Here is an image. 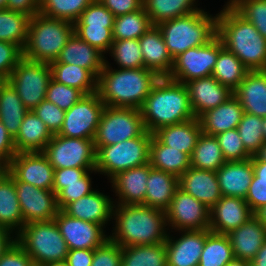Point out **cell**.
Wrapping results in <instances>:
<instances>
[{
  "mask_svg": "<svg viewBox=\"0 0 266 266\" xmlns=\"http://www.w3.org/2000/svg\"><path fill=\"white\" fill-rule=\"evenodd\" d=\"M112 222L108 239L120 247L159 244L169 234L166 212L142 204L114 205Z\"/></svg>",
  "mask_w": 266,
  "mask_h": 266,
  "instance_id": "cell-1",
  "label": "cell"
},
{
  "mask_svg": "<svg viewBox=\"0 0 266 266\" xmlns=\"http://www.w3.org/2000/svg\"><path fill=\"white\" fill-rule=\"evenodd\" d=\"M217 13V36L249 71H266V39L228 2Z\"/></svg>",
  "mask_w": 266,
  "mask_h": 266,
  "instance_id": "cell-2",
  "label": "cell"
},
{
  "mask_svg": "<svg viewBox=\"0 0 266 266\" xmlns=\"http://www.w3.org/2000/svg\"><path fill=\"white\" fill-rule=\"evenodd\" d=\"M105 59L97 77V94L105 106L141 109L151 88L160 78L147 68L121 69L110 66Z\"/></svg>",
  "mask_w": 266,
  "mask_h": 266,
  "instance_id": "cell-3",
  "label": "cell"
},
{
  "mask_svg": "<svg viewBox=\"0 0 266 266\" xmlns=\"http://www.w3.org/2000/svg\"><path fill=\"white\" fill-rule=\"evenodd\" d=\"M140 111L149 133L195 118L185 84L168 77L155 82Z\"/></svg>",
  "mask_w": 266,
  "mask_h": 266,
  "instance_id": "cell-4",
  "label": "cell"
},
{
  "mask_svg": "<svg viewBox=\"0 0 266 266\" xmlns=\"http://www.w3.org/2000/svg\"><path fill=\"white\" fill-rule=\"evenodd\" d=\"M157 26L174 60L190 48L207 44L217 35V14L214 16L201 9L160 22Z\"/></svg>",
  "mask_w": 266,
  "mask_h": 266,
  "instance_id": "cell-5",
  "label": "cell"
},
{
  "mask_svg": "<svg viewBox=\"0 0 266 266\" xmlns=\"http://www.w3.org/2000/svg\"><path fill=\"white\" fill-rule=\"evenodd\" d=\"M74 33V23L37 13L30 18L28 39L23 50L27 59L50 64Z\"/></svg>",
  "mask_w": 266,
  "mask_h": 266,
  "instance_id": "cell-6",
  "label": "cell"
},
{
  "mask_svg": "<svg viewBox=\"0 0 266 266\" xmlns=\"http://www.w3.org/2000/svg\"><path fill=\"white\" fill-rule=\"evenodd\" d=\"M152 136L153 133L145 131L139 137L114 145L95 146V170L110 181L120 172L149 163Z\"/></svg>",
  "mask_w": 266,
  "mask_h": 266,
  "instance_id": "cell-7",
  "label": "cell"
},
{
  "mask_svg": "<svg viewBox=\"0 0 266 266\" xmlns=\"http://www.w3.org/2000/svg\"><path fill=\"white\" fill-rule=\"evenodd\" d=\"M16 242L33 261L42 263L66 260L69 251L55 220L25 224Z\"/></svg>",
  "mask_w": 266,
  "mask_h": 266,
  "instance_id": "cell-8",
  "label": "cell"
},
{
  "mask_svg": "<svg viewBox=\"0 0 266 266\" xmlns=\"http://www.w3.org/2000/svg\"><path fill=\"white\" fill-rule=\"evenodd\" d=\"M146 131L141 111L105 106L94 136V146H107L141 136Z\"/></svg>",
  "mask_w": 266,
  "mask_h": 266,
  "instance_id": "cell-9",
  "label": "cell"
},
{
  "mask_svg": "<svg viewBox=\"0 0 266 266\" xmlns=\"http://www.w3.org/2000/svg\"><path fill=\"white\" fill-rule=\"evenodd\" d=\"M52 78L50 64L25 58L19 60L7 82L18 93L28 110H33L46 99L48 84Z\"/></svg>",
  "mask_w": 266,
  "mask_h": 266,
  "instance_id": "cell-10",
  "label": "cell"
},
{
  "mask_svg": "<svg viewBox=\"0 0 266 266\" xmlns=\"http://www.w3.org/2000/svg\"><path fill=\"white\" fill-rule=\"evenodd\" d=\"M43 153L54 169L96 167V149L92 139L68 138L53 134Z\"/></svg>",
  "mask_w": 266,
  "mask_h": 266,
  "instance_id": "cell-11",
  "label": "cell"
},
{
  "mask_svg": "<svg viewBox=\"0 0 266 266\" xmlns=\"http://www.w3.org/2000/svg\"><path fill=\"white\" fill-rule=\"evenodd\" d=\"M222 48L223 44L216 35L207 44L186 50L174 59L173 68L168 78L185 83L211 76Z\"/></svg>",
  "mask_w": 266,
  "mask_h": 266,
  "instance_id": "cell-12",
  "label": "cell"
},
{
  "mask_svg": "<svg viewBox=\"0 0 266 266\" xmlns=\"http://www.w3.org/2000/svg\"><path fill=\"white\" fill-rule=\"evenodd\" d=\"M104 108L105 104L97 92L83 95L77 103L65 111L61 130L57 134L68 138L93 140Z\"/></svg>",
  "mask_w": 266,
  "mask_h": 266,
  "instance_id": "cell-13",
  "label": "cell"
},
{
  "mask_svg": "<svg viewBox=\"0 0 266 266\" xmlns=\"http://www.w3.org/2000/svg\"><path fill=\"white\" fill-rule=\"evenodd\" d=\"M210 209L177 188L169 208L165 211L169 231H190L209 229Z\"/></svg>",
  "mask_w": 266,
  "mask_h": 266,
  "instance_id": "cell-14",
  "label": "cell"
},
{
  "mask_svg": "<svg viewBox=\"0 0 266 266\" xmlns=\"http://www.w3.org/2000/svg\"><path fill=\"white\" fill-rule=\"evenodd\" d=\"M3 170L14 181L53 191L55 169L43 152L17 153Z\"/></svg>",
  "mask_w": 266,
  "mask_h": 266,
  "instance_id": "cell-15",
  "label": "cell"
},
{
  "mask_svg": "<svg viewBox=\"0 0 266 266\" xmlns=\"http://www.w3.org/2000/svg\"><path fill=\"white\" fill-rule=\"evenodd\" d=\"M14 182L25 224L54 220L59 208L53 191L37 188L26 182Z\"/></svg>",
  "mask_w": 266,
  "mask_h": 266,
  "instance_id": "cell-16",
  "label": "cell"
},
{
  "mask_svg": "<svg viewBox=\"0 0 266 266\" xmlns=\"http://www.w3.org/2000/svg\"><path fill=\"white\" fill-rule=\"evenodd\" d=\"M54 220L69 250L95 249L108 239L109 233L101 225L72 218L62 210Z\"/></svg>",
  "mask_w": 266,
  "mask_h": 266,
  "instance_id": "cell-17",
  "label": "cell"
},
{
  "mask_svg": "<svg viewBox=\"0 0 266 266\" xmlns=\"http://www.w3.org/2000/svg\"><path fill=\"white\" fill-rule=\"evenodd\" d=\"M171 232H179V237L173 236ZM171 232L165 241L167 266H198L206 240V229Z\"/></svg>",
  "mask_w": 266,
  "mask_h": 266,
  "instance_id": "cell-18",
  "label": "cell"
},
{
  "mask_svg": "<svg viewBox=\"0 0 266 266\" xmlns=\"http://www.w3.org/2000/svg\"><path fill=\"white\" fill-rule=\"evenodd\" d=\"M152 169L150 163L118 173L109 182L114 205H144L147 192V180ZM117 200V201H116Z\"/></svg>",
  "mask_w": 266,
  "mask_h": 266,
  "instance_id": "cell-19",
  "label": "cell"
},
{
  "mask_svg": "<svg viewBox=\"0 0 266 266\" xmlns=\"http://www.w3.org/2000/svg\"><path fill=\"white\" fill-rule=\"evenodd\" d=\"M209 212V230L225 235L254 215L245 199L229 196H222Z\"/></svg>",
  "mask_w": 266,
  "mask_h": 266,
  "instance_id": "cell-20",
  "label": "cell"
},
{
  "mask_svg": "<svg viewBox=\"0 0 266 266\" xmlns=\"http://www.w3.org/2000/svg\"><path fill=\"white\" fill-rule=\"evenodd\" d=\"M184 84L188 91L193 114L197 119L233 96V91L221 85L212 75L187 81Z\"/></svg>",
  "mask_w": 266,
  "mask_h": 266,
  "instance_id": "cell-21",
  "label": "cell"
},
{
  "mask_svg": "<svg viewBox=\"0 0 266 266\" xmlns=\"http://www.w3.org/2000/svg\"><path fill=\"white\" fill-rule=\"evenodd\" d=\"M114 199L95 189L80 199L67 204L62 211L68 216L101 225L104 229L112 221Z\"/></svg>",
  "mask_w": 266,
  "mask_h": 266,
  "instance_id": "cell-22",
  "label": "cell"
},
{
  "mask_svg": "<svg viewBox=\"0 0 266 266\" xmlns=\"http://www.w3.org/2000/svg\"><path fill=\"white\" fill-rule=\"evenodd\" d=\"M179 188L211 209L222 197L215 171L190 167L178 178Z\"/></svg>",
  "mask_w": 266,
  "mask_h": 266,
  "instance_id": "cell-23",
  "label": "cell"
},
{
  "mask_svg": "<svg viewBox=\"0 0 266 266\" xmlns=\"http://www.w3.org/2000/svg\"><path fill=\"white\" fill-rule=\"evenodd\" d=\"M143 55L144 68L155 72L159 77H168L174 60L168 52L161 30L153 25L139 39Z\"/></svg>",
  "mask_w": 266,
  "mask_h": 266,
  "instance_id": "cell-24",
  "label": "cell"
},
{
  "mask_svg": "<svg viewBox=\"0 0 266 266\" xmlns=\"http://www.w3.org/2000/svg\"><path fill=\"white\" fill-rule=\"evenodd\" d=\"M226 235L233 249L234 258L251 262L266 241V228L253 215L239 228Z\"/></svg>",
  "mask_w": 266,
  "mask_h": 266,
  "instance_id": "cell-25",
  "label": "cell"
},
{
  "mask_svg": "<svg viewBox=\"0 0 266 266\" xmlns=\"http://www.w3.org/2000/svg\"><path fill=\"white\" fill-rule=\"evenodd\" d=\"M216 175L222 196L245 199L254 176L252 160L226 161Z\"/></svg>",
  "mask_w": 266,
  "mask_h": 266,
  "instance_id": "cell-26",
  "label": "cell"
},
{
  "mask_svg": "<svg viewBox=\"0 0 266 266\" xmlns=\"http://www.w3.org/2000/svg\"><path fill=\"white\" fill-rule=\"evenodd\" d=\"M106 58L107 56L105 57L97 48L90 46L73 33L56 61L53 62L78 65L88 69L97 78L103 70Z\"/></svg>",
  "mask_w": 266,
  "mask_h": 266,
  "instance_id": "cell-27",
  "label": "cell"
},
{
  "mask_svg": "<svg viewBox=\"0 0 266 266\" xmlns=\"http://www.w3.org/2000/svg\"><path fill=\"white\" fill-rule=\"evenodd\" d=\"M244 112L266 116V71H249L233 91Z\"/></svg>",
  "mask_w": 266,
  "mask_h": 266,
  "instance_id": "cell-28",
  "label": "cell"
},
{
  "mask_svg": "<svg viewBox=\"0 0 266 266\" xmlns=\"http://www.w3.org/2000/svg\"><path fill=\"white\" fill-rule=\"evenodd\" d=\"M243 114L244 110L241 103L233 95L226 102L202 114L198 119L202 133L216 136L219 133L237 128Z\"/></svg>",
  "mask_w": 266,
  "mask_h": 266,
  "instance_id": "cell-29",
  "label": "cell"
},
{
  "mask_svg": "<svg viewBox=\"0 0 266 266\" xmlns=\"http://www.w3.org/2000/svg\"><path fill=\"white\" fill-rule=\"evenodd\" d=\"M53 134L46 124L32 111L24 116L18 134L14 137L17 153L43 152Z\"/></svg>",
  "mask_w": 266,
  "mask_h": 266,
  "instance_id": "cell-30",
  "label": "cell"
},
{
  "mask_svg": "<svg viewBox=\"0 0 266 266\" xmlns=\"http://www.w3.org/2000/svg\"><path fill=\"white\" fill-rule=\"evenodd\" d=\"M202 133L199 119L159 128L153 134L166 146L186 153L189 157Z\"/></svg>",
  "mask_w": 266,
  "mask_h": 266,
  "instance_id": "cell-31",
  "label": "cell"
},
{
  "mask_svg": "<svg viewBox=\"0 0 266 266\" xmlns=\"http://www.w3.org/2000/svg\"><path fill=\"white\" fill-rule=\"evenodd\" d=\"M0 225L17 234L25 225L14 180L0 169Z\"/></svg>",
  "mask_w": 266,
  "mask_h": 266,
  "instance_id": "cell-32",
  "label": "cell"
},
{
  "mask_svg": "<svg viewBox=\"0 0 266 266\" xmlns=\"http://www.w3.org/2000/svg\"><path fill=\"white\" fill-rule=\"evenodd\" d=\"M178 187L177 176L152 168L147 180L144 205L166 211Z\"/></svg>",
  "mask_w": 266,
  "mask_h": 266,
  "instance_id": "cell-33",
  "label": "cell"
},
{
  "mask_svg": "<svg viewBox=\"0 0 266 266\" xmlns=\"http://www.w3.org/2000/svg\"><path fill=\"white\" fill-rule=\"evenodd\" d=\"M149 163L152 168L178 178L191 167L190 157L186 153L164 145L154 134L150 143Z\"/></svg>",
  "mask_w": 266,
  "mask_h": 266,
  "instance_id": "cell-34",
  "label": "cell"
},
{
  "mask_svg": "<svg viewBox=\"0 0 266 266\" xmlns=\"http://www.w3.org/2000/svg\"><path fill=\"white\" fill-rule=\"evenodd\" d=\"M50 67L55 81L76 88L84 95L97 91V78L88 69L60 62H51Z\"/></svg>",
  "mask_w": 266,
  "mask_h": 266,
  "instance_id": "cell-35",
  "label": "cell"
},
{
  "mask_svg": "<svg viewBox=\"0 0 266 266\" xmlns=\"http://www.w3.org/2000/svg\"><path fill=\"white\" fill-rule=\"evenodd\" d=\"M28 112L18 93L6 81L0 88V121L13 138L18 134L23 118Z\"/></svg>",
  "mask_w": 266,
  "mask_h": 266,
  "instance_id": "cell-36",
  "label": "cell"
},
{
  "mask_svg": "<svg viewBox=\"0 0 266 266\" xmlns=\"http://www.w3.org/2000/svg\"><path fill=\"white\" fill-rule=\"evenodd\" d=\"M199 0H143L145 12L153 25L175 19L202 9L198 7Z\"/></svg>",
  "mask_w": 266,
  "mask_h": 266,
  "instance_id": "cell-37",
  "label": "cell"
},
{
  "mask_svg": "<svg viewBox=\"0 0 266 266\" xmlns=\"http://www.w3.org/2000/svg\"><path fill=\"white\" fill-rule=\"evenodd\" d=\"M225 162L217 138L201 133L190 155V166L199 170L216 172Z\"/></svg>",
  "mask_w": 266,
  "mask_h": 266,
  "instance_id": "cell-38",
  "label": "cell"
},
{
  "mask_svg": "<svg viewBox=\"0 0 266 266\" xmlns=\"http://www.w3.org/2000/svg\"><path fill=\"white\" fill-rule=\"evenodd\" d=\"M248 72L249 70L243 65L241 60L234 53L223 47L219 51L212 76L221 85L227 86L234 91Z\"/></svg>",
  "mask_w": 266,
  "mask_h": 266,
  "instance_id": "cell-39",
  "label": "cell"
},
{
  "mask_svg": "<svg viewBox=\"0 0 266 266\" xmlns=\"http://www.w3.org/2000/svg\"><path fill=\"white\" fill-rule=\"evenodd\" d=\"M121 266H167L165 242L122 247Z\"/></svg>",
  "mask_w": 266,
  "mask_h": 266,
  "instance_id": "cell-40",
  "label": "cell"
},
{
  "mask_svg": "<svg viewBox=\"0 0 266 266\" xmlns=\"http://www.w3.org/2000/svg\"><path fill=\"white\" fill-rule=\"evenodd\" d=\"M30 17L8 9H0V41L14 43L24 50L28 39Z\"/></svg>",
  "mask_w": 266,
  "mask_h": 266,
  "instance_id": "cell-41",
  "label": "cell"
},
{
  "mask_svg": "<svg viewBox=\"0 0 266 266\" xmlns=\"http://www.w3.org/2000/svg\"><path fill=\"white\" fill-rule=\"evenodd\" d=\"M233 258L228 236L206 229V240L198 266H225Z\"/></svg>",
  "mask_w": 266,
  "mask_h": 266,
  "instance_id": "cell-42",
  "label": "cell"
},
{
  "mask_svg": "<svg viewBox=\"0 0 266 266\" xmlns=\"http://www.w3.org/2000/svg\"><path fill=\"white\" fill-rule=\"evenodd\" d=\"M153 24L150 17L141 9L115 17L112 29L113 40L139 39Z\"/></svg>",
  "mask_w": 266,
  "mask_h": 266,
  "instance_id": "cell-43",
  "label": "cell"
},
{
  "mask_svg": "<svg viewBox=\"0 0 266 266\" xmlns=\"http://www.w3.org/2000/svg\"><path fill=\"white\" fill-rule=\"evenodd\" d=\"M94 0H40L39 13L75 23Z\"/></svg>",
  "mask_w": 266,
  "mask_h": 266,
  "instance_id": "cell-44",
  "label": "cell"
},
{
  "mask_svg": "<svg viewBox=\"0 0 266 266\" xmlns=\"http://www.w3.org/2000/svg\"><path fill=\"white\" fill-rule=\"evenodd\" d=\"M117 68H143L144 61L138 39L114 40L108 52Z\"/></svg>",
  "mask_w": 266,
  "mask_h": 266,
  "instance_id": "cell-45",
  "label": "cell"
},
{
  "mask_svg": "<svg viewBox=\"0 0 266 266\" xmlns=\"http://www.w3.org/2000/svg\"><path fill=\"white\" fill-rule=\"evenodd\" d=\"M262 124L263 117L244 112L242 119L236 128L245 150L251 156L255 155L265 142Z\"/></svg>",
  "mask_w": 266,
  "mask_h": 266,
  "instance_id": "cell-46",
  "label": "cell"
},
{
  "mask_svg": "<svg viewBox=\"0 0 266 266\" xmlns=\"http://www.w3.org/2000/svg\"><path fill=\"white\" fill-rule=\"evenodd\" d=\"M266 39V0H227Z\"/></svg>",
  "mask_w": 266,
  "mask_h": 266,
  "instance_id": "cell-47",
  "label": "cell"
},
{
  "mask_svg": "<svg viewBox=\"0 0 266 266\" xmlns=\"http://www.w3.org/2000/svg\"><path fill=\"white\" fill-rule=\"evenodd\" d=\"M113 27H89V25H74V33L90 46L97 48L105 56L108 55L111 45Z\"/></svg>",
  "mask_w": 266,
  "mask_h": 266,
  "instance_id": "cell-48",
  "label": "cell"
},
{
  "mask_svg": "<svg viewBox=\"0 0 266 266\" xmlns=\"http://www.w3.org/2000/svg\"><path fill=\"white\" fill-rule=\"evenodd\" d=\"M93 173L95 175L98 172L96 170L88 171L80 179V182L62 183V190L56 195L59 210L95 190L92 187L93 178L90 176Z\"/></svg>",
  "mask_w": 266,
  "mask_h": 266,
  "instance_id": "cell-49",
  "label": "cell"
},
{
  "mask_svg": "<svg viewBox=\"0 0 266 266\" xmlns=\"http://www.w3.org/2000/svg\"><path fill=\"white\" fill-rule=\"evenodd\" d=\"M215 137L226 161H243L252 157L245 150L236 128L219 133Z\"/></svg>",
  "mask_w": 266,
  "mask_h": 266,
  "instance_id": "cell-50",
  "label": "cell"
},
{
  "mask_svg": "<svg viewBox=\"0 0 266 266\" xmlns=\"http://www.w3.org/2000/svg\"><path fill=\"white\" fill-rule=\"evenodd\" d=\"M83 93L73 87L66 86L51 78L46 91V100L54 103L60 109L67 111L82 97Z\"/></svg>",
  "mask_w": 266,
  "mask_h": 266,
  "instance_id": "cell-51",
  "label": "cell"
},
{
  "mask_svg": "<svg viewBox=\"0 0 266 266\" xmlns=\"http://www.w3.org/2000/svg\"><path fill=\"white\" fill-rule=\"evenodd\" d=\"M115 16L99 0H94L80 15L74 25L113 27Z\"/></svg>",
  "mask_w": 266,
  "mask_h": 266,
  "instance_id": "cell-52",
  "label": "cell"
},
{
  "mask_svg": "<svg viewBox=\"0 0 266 266\" xmlns=\"http://www.w3.org/2000/svg\"><path fill=\"white\" fill-rule=\"evenodd\" d=\"M32 111L46 124L52 134H57L61 130L65 111L54 103L45 99Z\"/></svg>",
  "mask_w": 266,
  "mask_h": 266,
  "instance_id": "cell-53",
  "label": "cell"
},
{
  "mask_svg": "<svg viewBox=\"0 0 266 266\" xmlns=\"http://www.w3.org/2000/svg\"><path fill=\"white\" fill-rule=\"evenodd\" d=\"M122 247L107 239L101 246L94 249L91 266H121Z\"/></svg>",
  "mask_w": 266,
  "mask_h": 266,
  "instance_id": "cell-54",
  "label": "cell"
},
{
  "mask_svg": "<svg viewBox=\"0 0 266 266\" xmlns=\"http://www.w3.org/2000/svg\"><path fill=\"white\" fill-rule=\"evenodd\" d=\"M22 57L23 50L18 45L0 41V75L8 79Z\"/></svg>",
  "mask_w": 266,
  "mask_h": 266,
  "instance_id": "cell-55",
  "label": "cell"
},
{
  "mask_svg": "<svg viewBox=\"0 0 266 266\" xmlns=\"http://www.w3.org/2000/svg\"><path fill=\"white\" fill-rule=\"evenodd\" d=\"M88 171H95V169H82V168L55 169L53 192L57 195L62 190V183L80 182V179Z\"/></svg>",
  "mask_w": 266,
  "mask_h": 266,
  "instance_id": "cell-56",
  "label": "cell"
},
{
  "mask_svg": "<svg viewBox=\"0 0 266 266\" xmlns=\"http://www.w3.org/2000/svg\"><path fill=\"white\" fill-rule=\"evenodd\" d=\"M31 257L17 243L14 242L0 258V266H28Z\"/></svg>",
  "mask_w": 266,
  "mask_h": 266,
  "instance_id": "cell-57",
  "label": "cell"
},
{
  "mask_svg": "<svg viewBox=\"0 0 266 266\" xmlns=\"http://www.w3.org/2000/svg\"><path fill=\"white\" fill-rule=\"evenodd\" d=\"M16 154L14 138L0 121V169H4Z\"/></svg>",
  "mask_w": 266,
  "mask_h": 266,
  "instance_id": "cell-58",
  "label": "cell"
},
{
  "mask_svg": "<svg viewBox=\"0 0 266 266\" xmlns=\"http://www.w3.org/2000/svg\"><path fill=\"white\" fill-rule=\"evenodd\" d=\"M115 17L135 12L143 7V0H99Z\"/></svg>",
  "mask_w": 266,
  "mask_h": 266,
  "instance_id": "cell-59",
  "label": "cell"
},
{
  "mask_svg": "<svg viewBox=\"0 0 266 266\" xmlns=\"http://www.w3.org/2000/svg\"><path fill=\"white\" fill-rule=\"evenodd\" d=\"M245 201L249 208L255 213L266 205V182H251Z\"/></svg>",
  "mask_w": 266,
  "mask_h": 266,
  "instance_id": "cell-60",
  "label": "cell"
},
{
  "mask_svg": "<svg viewBox=\"0 0 266 266\" xmlns=\"http://www.w3.org/2000/svg\"><path fill=\"white\" fill-rule=\"evenodd\" d=\"M40 0H7L5 9L25 14L30 18L39 13Z\"/></svg>",
  "mask_w": 266,
  "mask_h": 266,
  "instance_id": "cell-61",
  "label": "cell"
},
{
  "mask_svg": "<svg viewBox=\"0 0 266 266\" xmlns=\"http://www.w3.org/2000/svg\"><path fill=\"white\" fill-rule=\"evenodd\" d=\"M94 249L69 250L66 257L68 266H91Z\"/></svg>",
  "mask_w": 266,
  "mask_h": 266,
  "instance_id": "cell-62",
  "label": "cell"
},
{
  "mask_svg": "<svg viewBox=\"0 0 266 266\" xmlns=\"http://www.w3.org/2000/svg\"><path fill=\"white\" fill-rule=\"evenodd\" d=\"M251 160L254 172L252 182H266V161L260 160L256 155Z\"/></svg>",
  "mask_w": 266,
  "mask_h": 266,
  "instance_id": "cell-63",
  "label": "cell"
},
{
  "mask_svg": "<svg viewBox=\"0 0 266 266\" xmlns=\"http://www.w3.org/2000/svg\"><path fill=\"white\" fill-rule=\"evenodd\" d=\"M16 242V234L9 228L0 225V258L1 255Z\"/></svg>",
  "mask_w": 266,
  "mask_h": 266,
  "instance_id": "cell-64",
  "label": "cell"
},
{
  "mask_svg": "<svg viewBox=\"0 0 266 266\" xmlns=\"http://www.w3.org/2000/svg\"><path fill=\"white\" fill-rule=\"evenodd\" d=\"M250 263L251 266H266V241Z\"/></svg>",
  "mask_w": 266,
  "mask_h": 266,
  "instance_id": "cell-65",
  "label": "cell"
},
{
  "mask_svg": "<svg viewBox=\"0 0 266 266\" xmlns=\"http://www.w3.org/2000/svg\"><path fill=\"white\" fill-rule=\"evenodd\" d=\"M254 216L263 224V226L266 228V205L258 209Z\"/></svg>",
  "mask_w": 266,
  "mask_h": 266,
  "instance_id": "cell-66",
  "label": "cell"
},
{
  "mask_svg": "<svg viewBox=\"0 0 266 266\" xmlns=\"http://www.w3.org/2000/svg\"><path fill=\"white\" fill-rule=\"evenodd\" d=\"M225 266H251V263L238 258H233Z\"/></svg>",
  "mask_w": 266,
  "mask_h": 266,
  "instance_id": "cell-67",
  "label": "cell"
},
{
  "mask_svg": "<svg viewBox=\"0 0 266 266\" xmlns=\"http://www.w3.org/2000/svg\"><path fill=\"white\" fill-rule=\"evenodd\" d=\"M260 160L266 161V142H264L261 149L255 154Z\"/></svg>",
  "mask_w": 266,
  "mask_h": 266,
  "instance_id": "cell-68",
  "label": "cell"
},
{
  "mask_svg": "<svg viewBox=\"0 0 266 266\" xmlns=\"http://www.w3.org/2000/svg\"><path fill=\"white\" fill-rule=\"evenodd\" d=\"M46 266H68L66 260H62V261H52V262H48L46 263Z\"/></svg>",
  "mask_w": 266,
  "mask_h": 266,
  "instance_id": "cell-69",
  "label": "cell"
},
{
  "mask_svg": "<svg viewBox=\"0 0 266 266\" xmlns=\"http://www.w3.org/2000/svg\"><path fill=\"white\" fill-rule=\"evenodd\" d=\"M262 130H263L264 140L266 142V116L263 117Z\"/></svg>",
  "mask_w": 266,
  "mask_h": 266,
  "instance_id": "cell-70",
  "label": "cell"
},
{
  "mask_svg": "<svg viewBox=\"0 0 266 266\" xmlns=\"http://www.w3.org/2000/svg\"><path fill=\"white\" fill-rule=\"evenodd\" d=\"M28 266H46V263L31 260Z\"/></svg>",
  "mask_w": 266,
  "mask_h": 266,
  "instance_id": "cell-71",
  "label": "cell"
},
{
  "mask_svg": "<svg viewBox=\"0 0 266 266\" xmlns=\"http://www.w3.org/2000/svg\"><path fill=\"white\" fill-rule=\"evenodd\" d=\"M7 0H0V9H5Z\"/></svg>",
  "mask_w": 266,
  "mask_h": 266,
  "instance_id": "cell-72",
  "label": "cell"
},
{
  "mask_svg": "<svg viewBox=\"0 0 266 266\" xmlns=\"http://www.w3.org/2000/svg\"><path fill=\"white\" fill-rule=\"evenodd\" d=\"M6 81L7 79L3 77L2 75H0V88L5 84Z\"/></svg>",
  "mask_w": 266,
  "mask_h": 266,
  "instance_id": "cell-73",
  "label": "cell"
}]
</instances>
